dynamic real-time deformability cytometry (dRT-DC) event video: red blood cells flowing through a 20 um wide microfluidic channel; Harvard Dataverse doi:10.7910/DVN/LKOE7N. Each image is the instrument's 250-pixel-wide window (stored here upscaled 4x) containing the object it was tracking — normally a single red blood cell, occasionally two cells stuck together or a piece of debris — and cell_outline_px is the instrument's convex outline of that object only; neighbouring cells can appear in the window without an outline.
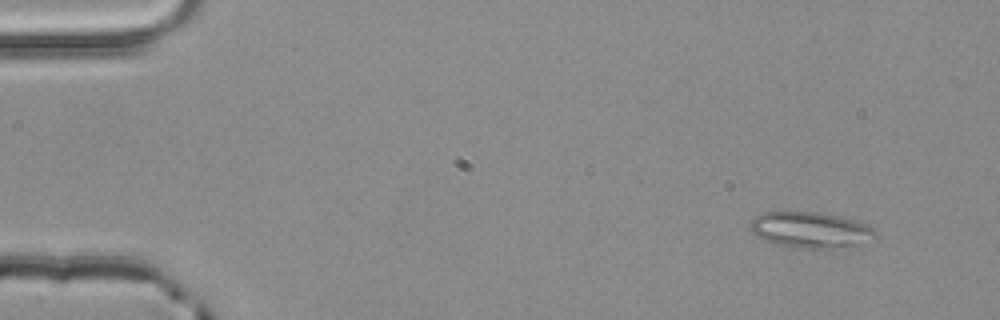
{"species": "common noctule bat (a hibernating species)", "species_latin": "Nyctalus noctula", "temperature_condition": "room temperature", "stored_images_in_passage": 4, "camera_frame_rate_fps": 3000, "um_per_image_px": 0.085, "animal": {"sex": "male", "body_mass_g": 20.4}, "frame": {"image": 1, "passage_image": 1, "time_ms": 0.0, "image_size_px": [1000, 320], "cell_outline_px": [[876, 236], [860, 244], [828, 248], [792, 248], [776, 244], [764, 240], [756, 236], [748, 228], [748, 224], [756, 216], [764, 212], [816, 212], [840, 216], [864, 224], [872, 228], [876, 232]], "centroid_in_image_um": [68.81, 19.54], "position_along_channel_um": 16.2, "area_um2": 26.01}}
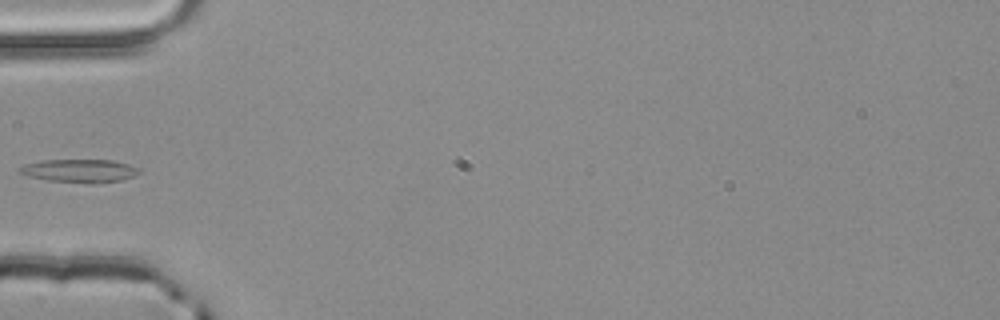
{"frame": {"image": 2, "passage_image": 4, "time_ms": 1.0, "image_size_px": [1000, 320], "cell_outline_px": [[140, 172], [132, 176], [120, 180], [92, 184], [88, 184], [48, 180], [28, 176], [20, 172], [16, 168], [24, 164], [44, 160], [112, 160], [128, 164], [140, 168]], "centroid_in_image_um": [6.75, 14.52], "position_along_channel_um": 78.2, "area_um2": 16.18}}